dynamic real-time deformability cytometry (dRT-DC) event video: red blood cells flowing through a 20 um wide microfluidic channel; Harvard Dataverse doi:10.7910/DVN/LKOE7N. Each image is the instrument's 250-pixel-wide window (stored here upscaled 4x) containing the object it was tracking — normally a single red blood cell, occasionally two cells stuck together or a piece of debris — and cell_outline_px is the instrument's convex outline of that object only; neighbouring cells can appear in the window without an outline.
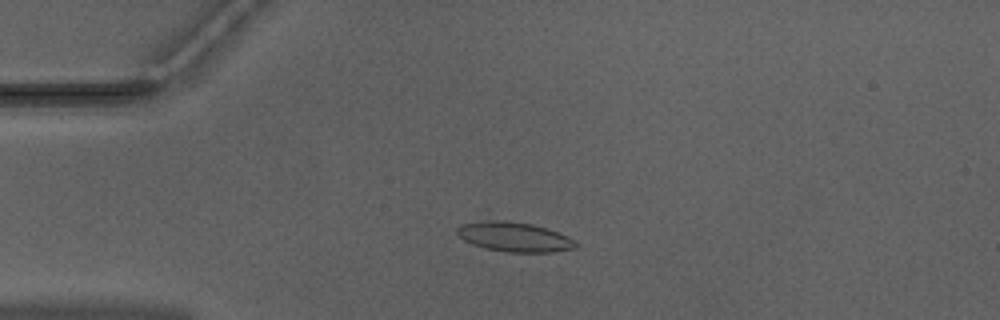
{"species": "Egyptian fruit bat (a non-hibernating species)", "species_latin": "Rousettus aegyptiacus", "temperature_condition": "warm", "stored_images_in_passage": 43, "camera_frame_rate_fps": 3000, "um_per_image_px": 0.085, "animal": {"sex": "male"}, "frame": {"image": 1, "passage_image": 4, "time_ms": 1.0, "image_size_px": [1000, 320], "cell_outline_px": [[576, 248], [552, 252], [508, 252], [484, 248], [472, 244], [464, 240], [456, 232], [456, 228], [460, 224], [488, 208], [568, 236], [576, 244]], "centroid_in_image_um": [43.45, 19.92], "position_along_channel_um": 41.6, "area_um2": 23.35}}
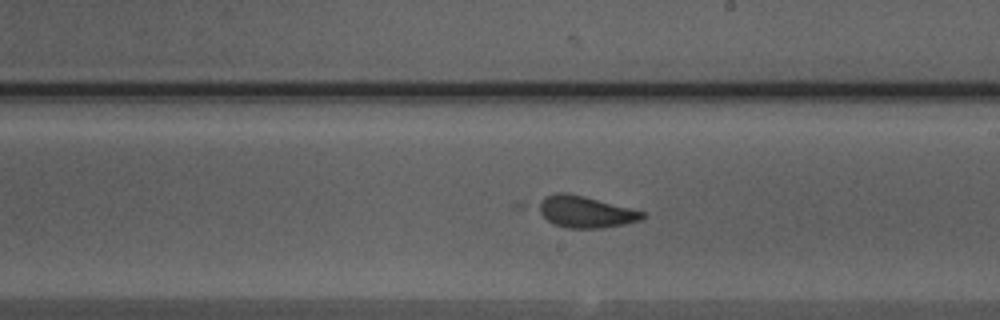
{"frame": {"image": 2, "passage_image": 21, "time_ms": 6.667, "image_size_px": [1000, 320], "cell_outline_px": [[644, 216], [640, 220], [624, 224], [604, 228], [568, 228], [556, 224], [548, 220], [540, 212], [536, 204], [544, 196], [556, 192], [564, 192], [584, 196], [644, 212]], "centroid_in_image_um": [49.71, 17.99], "position_along_channel_um": 239.3, "area_um2": 18.9}}
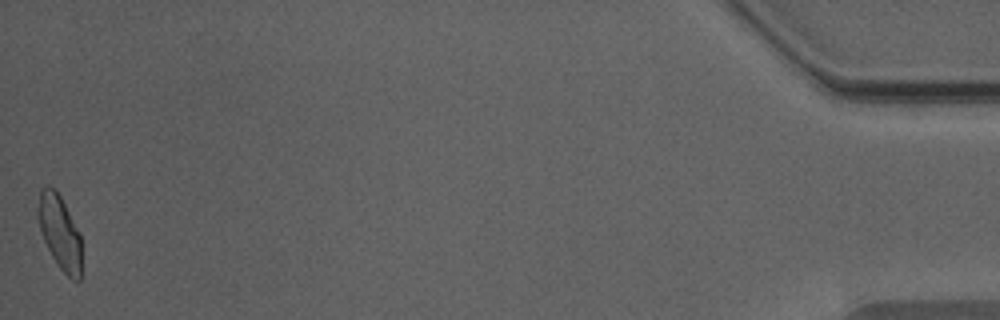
{"frame": {"image": 3, "passage_image": 43, "time_ms": 14.0, "image_size_px": [1000, 320], "cell_outline_px": [[80, 280], [72, 280], [60, 268], [52, 256], [44, 240], [36, 216], [36, 212], [40, 188], [48, 184], [56, 188], [80, 232]], "centroid_in_image_um": [5.04, 19.66], "position_along_channel_um": 430.2, "area_um2": 18.9}}